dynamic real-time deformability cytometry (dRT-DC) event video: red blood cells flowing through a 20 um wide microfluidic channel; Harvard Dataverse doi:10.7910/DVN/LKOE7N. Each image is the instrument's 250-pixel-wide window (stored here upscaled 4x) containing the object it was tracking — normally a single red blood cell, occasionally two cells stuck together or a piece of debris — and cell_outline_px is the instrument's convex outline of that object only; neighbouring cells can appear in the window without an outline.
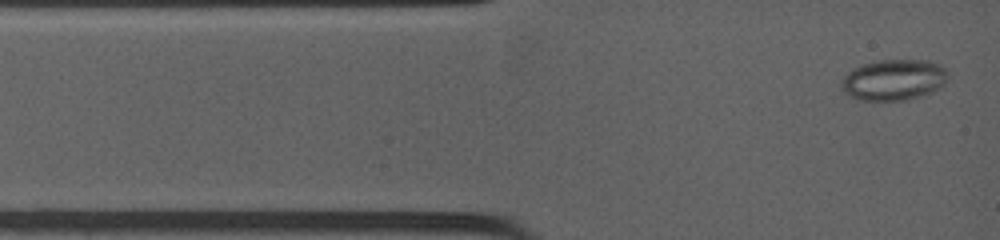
{"species": "common noctule bat (a hibernating species)", "species_latin": "Nyctalus noctula", "temperature_condition": "warm", "stored_images_in_passage": 9, "camera_frame_rate_fps": 4500, "um_per_image_px": 0.085, "animal": {"sex": "female", "body_mass_g": 19.0, "forearm_length_mm": 53.3}, "frame": {"image": 1, "passage_image": 1, "time_ms": 0.0, "image_size_px": [1000, 240], "cell_outline_px": [[948, 72], [944, 80], [932, 92], [908, 100], [860, 100], [844, 92], [840, 84], [840, 80], [852, 68], [864, 64], [880, 60], [928, 60], [940, 64]], "centroid_in_image_um": [75.93, 6.78], "position_along_channel_um": 9.1, "area_um2": 25.2}}
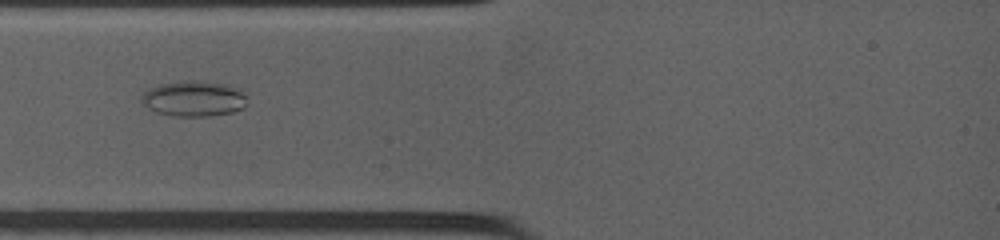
{"frame": {"image": 2, "passage_image": 6, "time_ms": 2.444, "image_size_px": [1000, 240], "cell_outline_px": [[248, 104], [244, 108], [232, 112], [212, 116], [176, 116], [156, 112], [148, 108], [140, 100], [140, 96], [144, 92], [160, 84], [188, 80], [204, 80], [228, 84], [240, 92], [244, 96]], "centroid_in_image_um": [16.47, 8.38], "position_along_channel_um": 68.5, "area_um2": 21.91}}
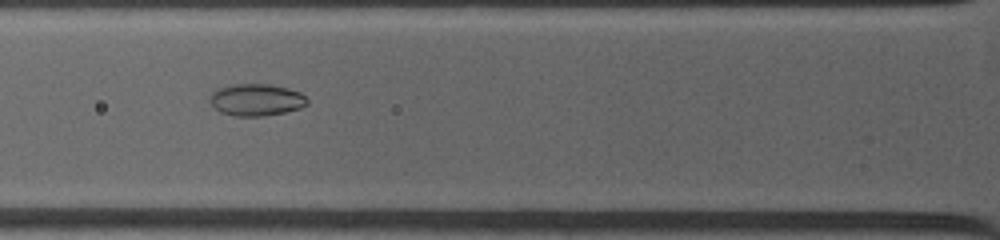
{"frame": {"image": 3, "passage_image": 8, "time_ms": 3.333, "image_size_px": [1000, 240], "cell_outline_px": [[308, 104], [300, 108], [284, 112], [264, 116], [236, 116], [220, 112], [208, 100], [208, 96], [216, 88], [232, 84], [268, 84], [288, 88], [300, 92], [308, 100]], "centroid_in_image_um": [21.75, 8.47], "position_along_channel_um": 104.0, "area_um2": 18.26}}